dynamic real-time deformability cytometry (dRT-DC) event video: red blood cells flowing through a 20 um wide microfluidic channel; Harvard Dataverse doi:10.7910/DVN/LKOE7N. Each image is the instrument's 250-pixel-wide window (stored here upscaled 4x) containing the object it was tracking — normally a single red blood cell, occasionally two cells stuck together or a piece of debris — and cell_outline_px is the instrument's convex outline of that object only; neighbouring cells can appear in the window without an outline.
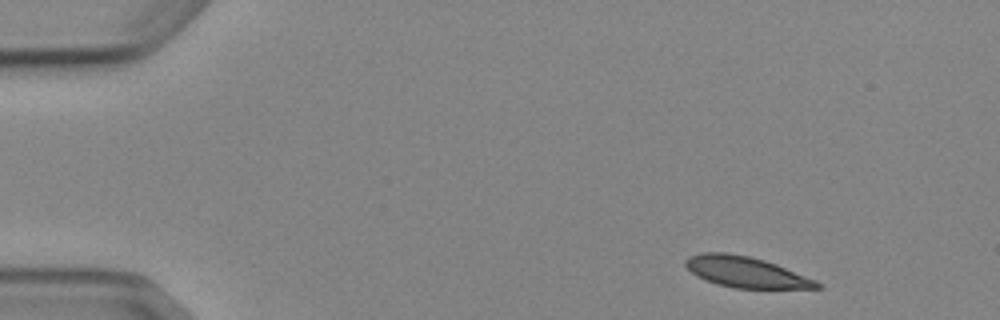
{"species": "Egyptian fruit bat (a non-hibernating species)", "species_latin": "Rousettus aegyptiacus", "temperature_condition": "cold", "stored_images_in_passage": 4, "camera_frame_rate_fps": 3000, "um_per_image_px": 0.085, "animal": {"sex": "female"}, "frame": {"image": 1, "passage_image": 1, "time_ms": 0.0, "image_size_px": [1000, 320], "cell_outline_px": [[824, 288], [736, 288], [716, 284], [704, 280], [696, 276], [684, 264], [684, 260], [688, 256], [700, 252], [724, 252], [748, 256], [764, 260], [776, 264], [816, 280]], "centroid_in_image_um": [63.35, 23.12], "position_along_channel_um": 21.6, "area_um2": 23.58}}
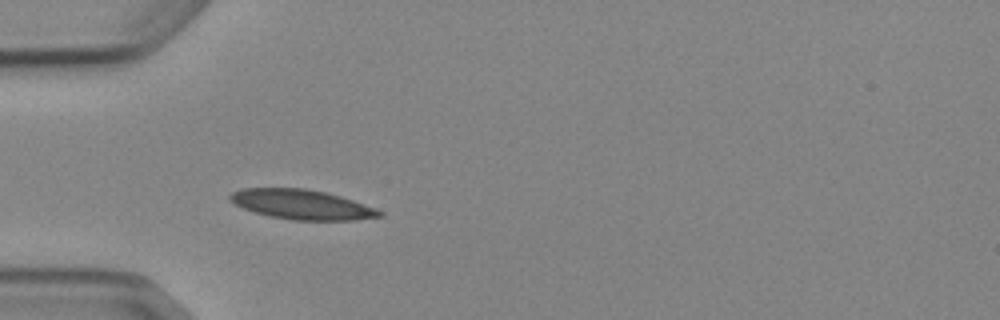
{"frame": {"image": 2, "passage_image": 4, "time_ms": 3.333, "image_size_px": [1000, 320], "cell_outline_px": [[384, 216], [356, 220], [292, 220], [272, 216], [256, 212], [244, 208], [228, 200], [228, 196], [232, 192], [244, 188], [304, 188], [324, 192], [340, 196], [376, 208], [384, 212]], "centroid_in_image_um": [25.68, 17.38], "position_along_channel_um": 59.3, "area_um2": 25.72}}